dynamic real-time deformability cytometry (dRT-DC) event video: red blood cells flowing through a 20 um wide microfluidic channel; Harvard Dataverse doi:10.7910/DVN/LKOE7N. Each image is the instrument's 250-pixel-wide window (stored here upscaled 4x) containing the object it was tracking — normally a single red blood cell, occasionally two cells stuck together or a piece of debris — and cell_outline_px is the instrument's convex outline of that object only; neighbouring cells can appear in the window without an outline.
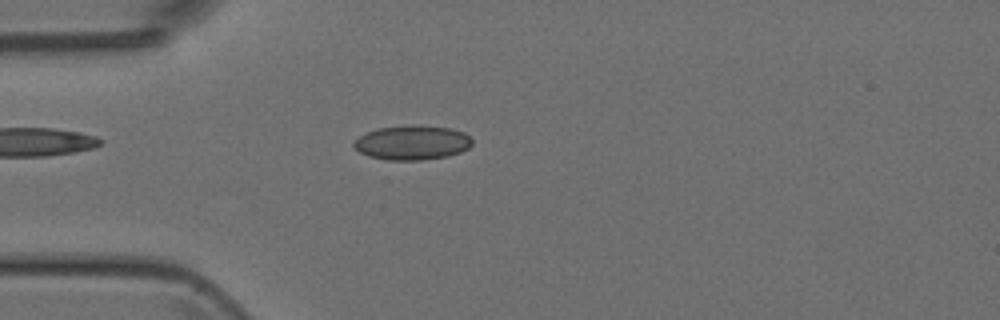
{"species": "Egyptian fruit bat (a non-hibernating species)", "species_latin": "Rousettus aegyptiacus", "temperature_condition": "room temperature", "stored_images_in_passage": 47, "camera_frame_rate_fps": 3000, "um_per_image_px": 0.085, "animal": {"sex": "female"}, "frame": {"image": 1, "passage_image": 10, "time_ms": 3.0, "image_size_px": [1000, 320], "cell_outline_px": [[472, 144], [468, 148], [460, 152], [448, 156], [424, 160], [388, 160], [368, 156], [360, 152], [352, 144], [360, 136], [368, 132], [380, 128], [452, 128], [464, 132], [472, 140]], "centroid_in_image_um": [35.06, 12.18], "position_along_channel_um": 49.9, "area_um2": 22.72}}
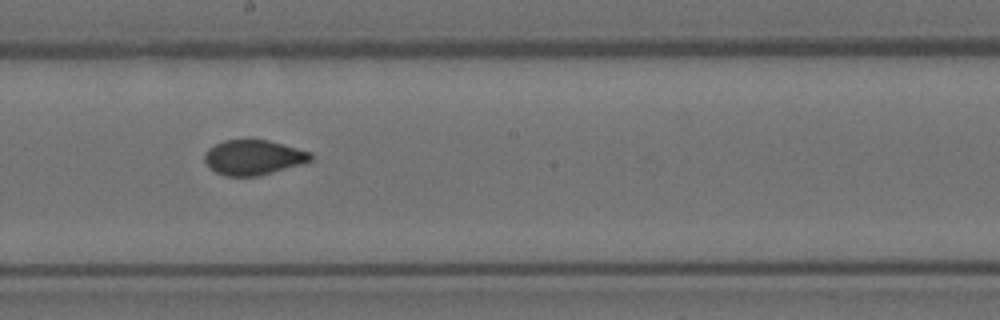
{"frame": {"image": 2, "passage_image": 24, "time_ms": 7.667, "image_size_px": [1000, 320], "cell_outline_px": [[312, 160], [300, 164], [256, 176], [224, 176], [216, 172], [204, 160], [204, 152], [208, 148], [224, 140], [268, 140], [312, 152]], "centroid_in_image_um": [21.52, 13.37], "position_along_channel_um": 226.7, "area_um2": 21.33}}
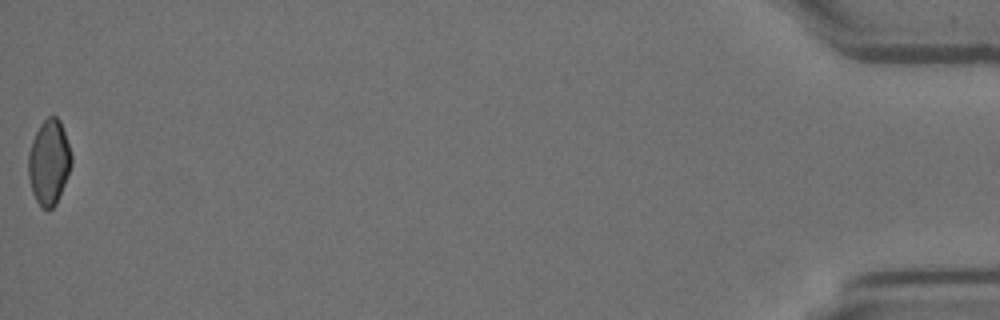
{"frame": {"image": 3, "passage_image": 47, "time_ms": 15.333, "image_size_px": [1000, 320], "cell_outline_px": [[72, 164], [56, 204], [48, 212], [40, 208], [32, 192], [28, 176], [28, 156], [32, 140], [40, 124], [48, 116], [56, 116], [60, 120], [72, 156]], "centroid_in_image_um": [4.15, 13.82], "position_along_channel_um": 431.0, "area_um2": 21.39}}